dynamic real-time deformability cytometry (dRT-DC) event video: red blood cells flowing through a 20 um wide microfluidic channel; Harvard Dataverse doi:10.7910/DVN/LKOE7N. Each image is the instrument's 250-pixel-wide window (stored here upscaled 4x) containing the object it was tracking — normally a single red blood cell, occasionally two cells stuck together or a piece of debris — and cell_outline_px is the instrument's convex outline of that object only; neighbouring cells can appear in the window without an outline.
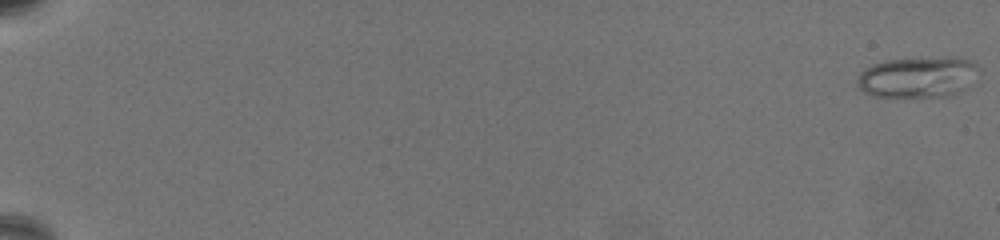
{"species": "common noctule bat (a hibernating species)", "species_latin": "Nyctalus noctula", "temperature_condition": "warm", "stored_images_in_passage": 69, "camera_frame_rate_fps": 3000, "um_per_image_px": 0.085, "animal": {"sex": "female", "body_mass_g": 19.5, "forearm_length_mm": 54.1}, "frame": {"image": 1, "passage_image": 1, "time_ms": 0.0, "image_size_px": [1000, 240], "cell_outline_px": [[980, 68], [968, 88], [960, 92], [948, 96], [872, 96], [864, 92], [856, 84], [856, 80], [860, 72], [864, 68], [872, 64], [884, 60], [948, 56], [972, 60]], "centroid_in_image_um": [78.02, 6.53], "position_along_channel_um": 7.0, "area_um2": 29.36}}
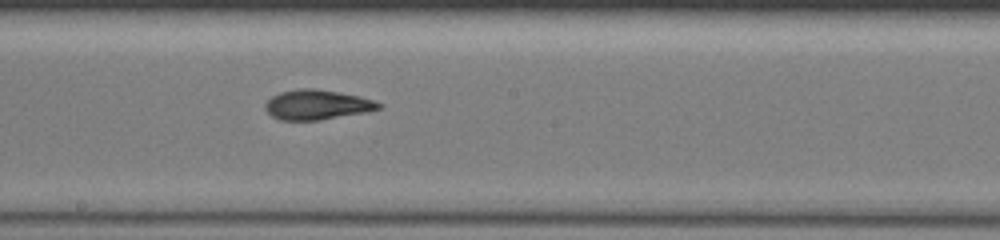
{"frame": {"image": 2, "passage_image": 42, "time_ms": 13.667, "image_size_px": [1000, 240], "cell_outline_px": [[384, 104], [380, 108], [364, 112], [320, 120], [280, 120], [272, 116], [264, 108], [264, 104], [272, 96], [280, 92], [296, 88], [312, 88], [360, 96]], "centroid_in_image_um": [26.91, 8.9], "position_along_channel_um": 221.3, "area_um2": 19.59}}
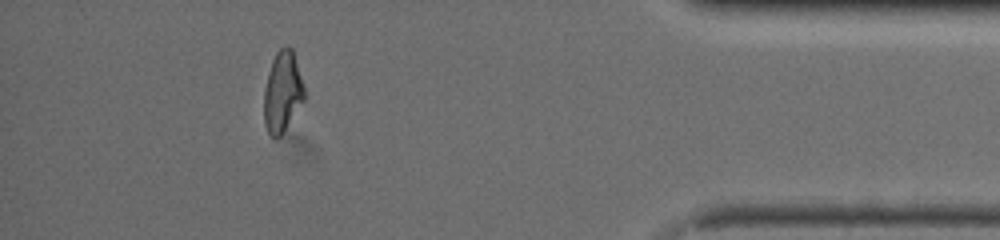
{"frame": {"image": 3, "passage_image": 63, "time_ms": 20.667, "image_size_px": [1000, 240], "cell_outline_px": [[304, 100], [280, 136], [276, 140], [268, 132], [264, 124], [264, 88], [268, 72], [272, 60], [276, 52], [284, 44], [288, 44], [292, 48], [304, 88]], "centroid_in_image_um": [23.99, 7.78], "position_along_channel_um": 411.2, "area_um2": 18.9}, "authors_computed_cell_mechanics": {"area_um2": 19.7098, "velocity_mm_per_s": 3.2544, "shape_relaxation_time_tau1_ms": 9.0351, "shape_relaxation_time_tau2_ms": 2.0506, "deformation_change_tau1": 0.2658, "deformation_change_tau2": 0.0938}}